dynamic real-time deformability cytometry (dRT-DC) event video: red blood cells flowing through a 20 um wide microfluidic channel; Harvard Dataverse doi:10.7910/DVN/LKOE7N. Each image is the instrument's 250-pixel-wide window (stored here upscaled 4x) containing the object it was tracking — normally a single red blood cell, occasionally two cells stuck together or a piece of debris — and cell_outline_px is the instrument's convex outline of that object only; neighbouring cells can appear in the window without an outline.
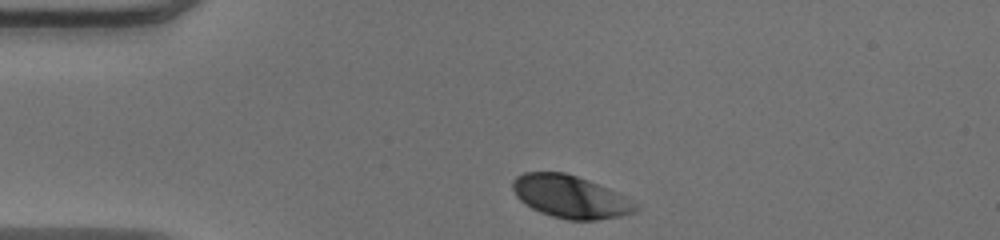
{"species": "human", "species_latin": "Homo sapiens", "temperature_condition": "warm", "stored_images_in_passage": 32, "camera_frame_rate_fps": 3000, "um_per_image_px": 0.085, "donor": {"sex": "male"}, "frame": {"image": 1, "passage_image": 1, "time_ms": 0.0, "image_size_px": [1000, 240], "cell_outline_px": [[640, 208], [632, 212], [616, 216], [596, 220], [568, 220], [552, 216], [540, 212], [524, 204], [516, 196], [512, 188], [512, 180], [516, 176], [524, 172], [564, 172], [588, 180], [608, 188], [624, 196], [636, 204]], "centroid_in_image_um": [48.42, 16.71], "position_along_channel_um": 36.6, "area_um2": 30.29}}
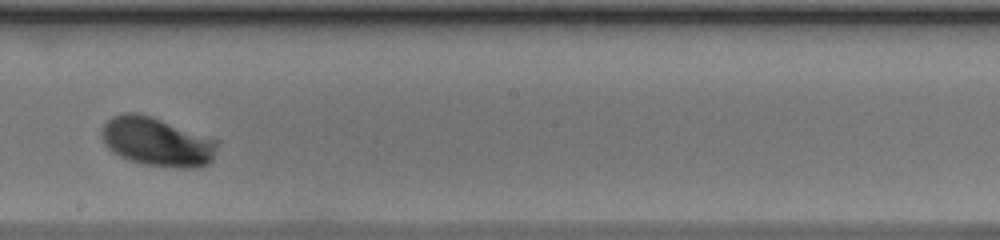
{"frame": {"image": 2, "passage_image": 19, "time_ms": 6.0, "image_size_px": [1000, 240], "cell_outline_px": [[220, 140], [212, 160], [208, 164], [192, 168], [180, 168], [144, 164], [128, 160], [112, 152], [104, 144], [100, 136], [100, 132], [104, 124], [112, 116], [124, 112], [136, 112]], "centroid_in_image_um": [13.32, 12.06], "position_along_channel_um": 234.9, "area_um2": 32.95}}
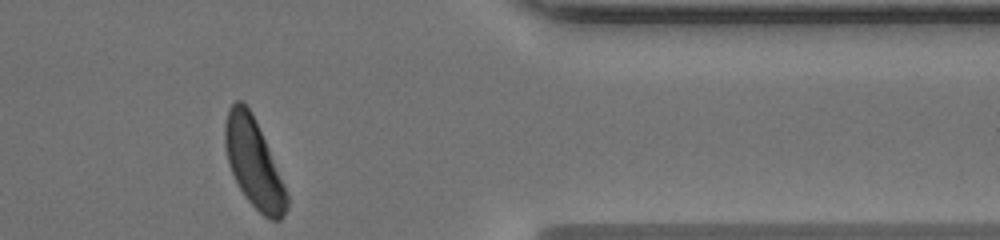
{"frame": {"image": 3, "passage_image": 32, "time_ms": 10.333, "image_size_px": [1000, 240], "cell_outline_px": [[288, 208], [280, 220], [272, 220], [264, 216], [248, 200], [240, 188], [232, 172], [228, 160], [224, 144], [224, 124], [228, 108], [236, 100], [240, 100], [252, 112], [256, 120], [268, 148], [288, 196]], "centroid_in_image_um": [21.54, 13.83], "position_along_channel_um": 389.9, "area_um2": 31.27}, "authors_computed_cell_mechanics": {"area_um2": 31.1831, "velocity_mm_per_s": 4.0157, "shape_relaxation_time_tau1_ms": 1.913, "shape_relaxation_time_tau2_ms": null, "deformation_change_tau1": 0.1455, "deformation_change_tau2": null}}